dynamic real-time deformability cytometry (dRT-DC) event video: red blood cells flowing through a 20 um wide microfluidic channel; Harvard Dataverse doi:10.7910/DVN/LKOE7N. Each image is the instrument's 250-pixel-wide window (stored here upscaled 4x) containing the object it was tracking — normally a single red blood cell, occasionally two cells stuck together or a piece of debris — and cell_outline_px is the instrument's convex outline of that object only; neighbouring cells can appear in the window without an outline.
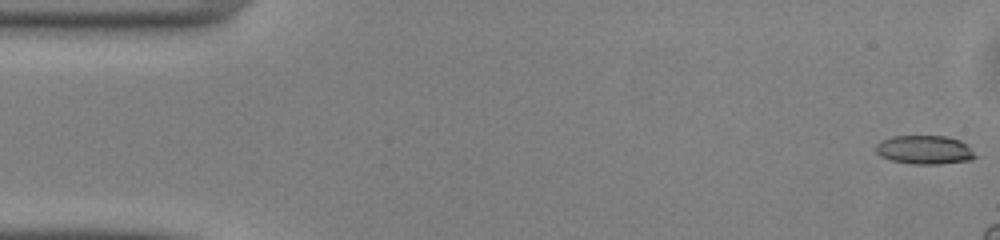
{"species": "common noctule bat (a hibernating species)", "species_latin": "Nyctalus noctula", "temperature_condition": "warm", "stored_images_in_passage": 13, "camera_frame_rate_fps": 3000, "um_per_image_px": 0.085, "animal": {"sex": "male", "body_mass_g": 13.0, "forearm_length_mm": 53.1}, "frame": {"image": 1, "passage_image": 1, "time_ms": 0.0, "image_size_px": [1000, 240], "cell_outline_px": [[980, 156], [972, 160], [940, 164], [912, 164], [892, 160], [880, 156], [876, 152], [876, 144], [880, 140], [892, 136], [944, 136], [960, 140]], "centroid_in_image_um": [78.61, 12.74], "position_along_channel_um": 6.4, "area_um2": 16.82}}